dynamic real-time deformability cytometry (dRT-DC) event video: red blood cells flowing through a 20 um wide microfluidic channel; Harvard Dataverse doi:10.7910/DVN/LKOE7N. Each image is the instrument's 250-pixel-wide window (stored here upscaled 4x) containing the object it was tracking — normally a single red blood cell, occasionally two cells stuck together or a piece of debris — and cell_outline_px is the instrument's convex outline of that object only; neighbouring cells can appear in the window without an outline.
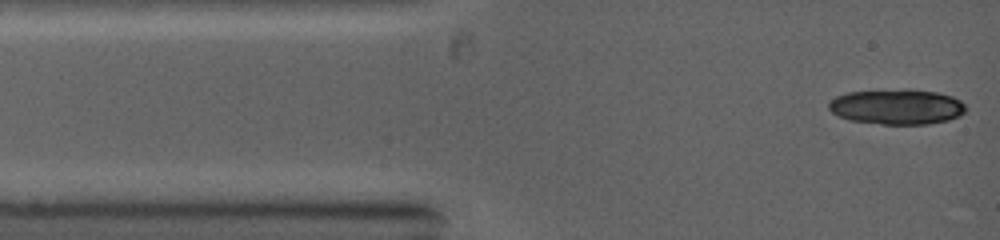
{"species": "common noctule bat (a hibernating species)", "species_latin": "Nyctalus noctula", "temperature_condition": "warm", "stored_images_in_passage": 9, "camera_frame_rate_fps": 5000, "um_per_image_px": 0.085, "animal": {"sex": "female", "body_mass_g": 19.0, "forearm_length_mm": 53.3}, "frame": {"image": 1, "passage_image": 1, "time_ms": 0.0, "image_size_px": [1000, 240], "cell_outline_px": [[964, 112], [960, 116], [948, 120], [928, 124], [880, 124], [848, 120], [832, 112], [828, 108], [828, 100], [836, 96], [848, 92], [904, 88], [912, 88], [936, 92], [952, 96], [960, 100], [964, 104]], "centroid_in_image_um": [76.21, 9.06], "position_along_channel_um": 8.8, "area_um2": 28.55}}